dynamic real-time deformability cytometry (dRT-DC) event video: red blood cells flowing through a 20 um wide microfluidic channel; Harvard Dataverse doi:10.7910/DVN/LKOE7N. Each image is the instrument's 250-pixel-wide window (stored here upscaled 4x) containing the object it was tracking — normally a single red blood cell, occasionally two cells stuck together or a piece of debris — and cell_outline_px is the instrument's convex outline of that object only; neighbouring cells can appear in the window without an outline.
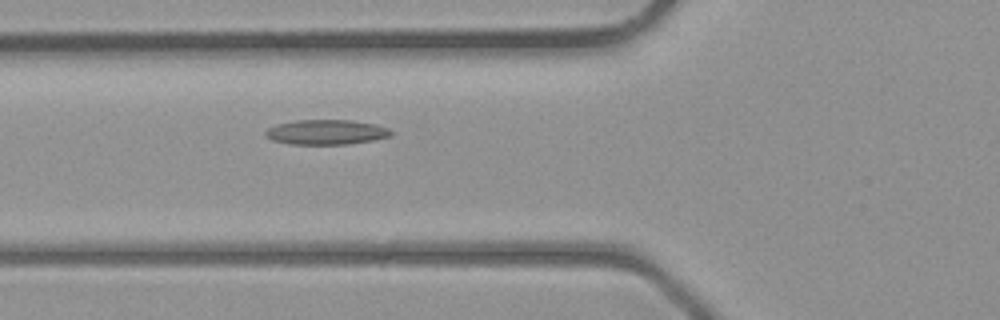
{"species": "common noctule bat (a hibernating species)", "species_latin": "Nyctalus noctula", "temperature_condition": "room temperature", "stored_images_in_passage": 40, "camera_frame_rate_fps": 3000, "um_per_image_px": 0.085, "animal": {"sex": "male", "body_mass_g": 23.1, "forearm_length_mm": 52.7}, "frame": {"image": 1, "passage_image": 14, "time_ms": 4.333, "image_size_px": [1000, 320], "cell_outline_px": [[392, 136], [372, 140], [348, 144], [288, 144], [272, 140], [264, 132], [268, 128], [276, 124], [296, 120], [352, 120], [376, 124], [388, 128], [392, 132]], "centroid_in_image_um": [27.74, 11.23], "position_along_channel_um": 98.1, "area_um2": 18.21}}
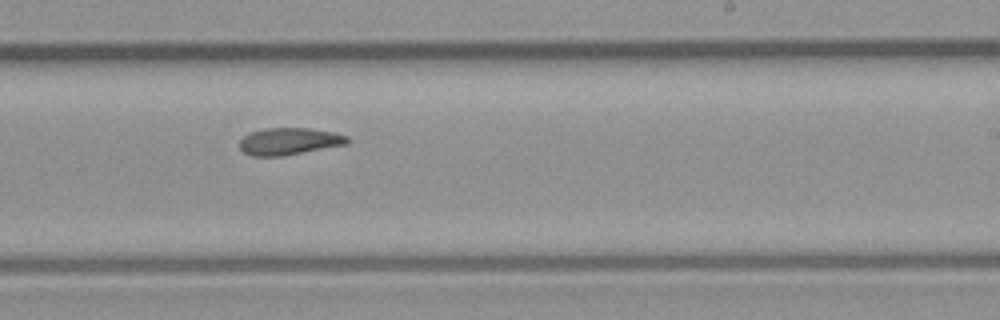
{"frame": {"image": 2, "passage_image": 24, "time_ms": 7.667, "image_size_px": [1000, 320], "cell_outline_px": [[352, 140], [348, 144], [284, 156], [252, 156], [244, 152], [240, 148], [240, 140], [244, 136], [252, 132], [264, 128], [308, 128], [332, 132], [348, 136]], "centroid_in_image_um": [24.62, 12.02], "position_along_channel_um": 264.4, "area_um2": 17.05}}
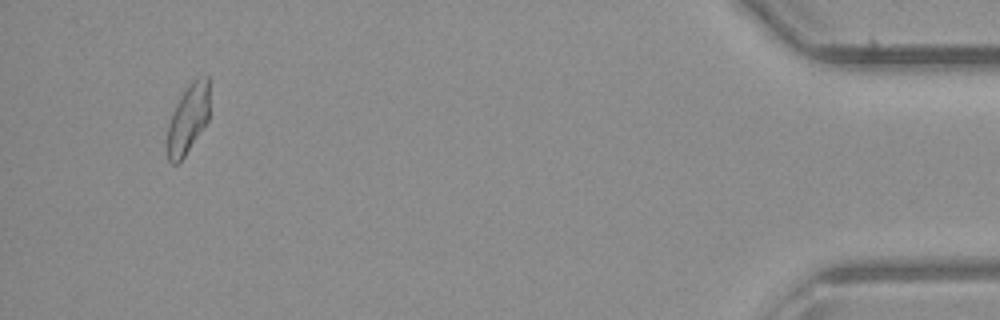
{"frame": {"image": 3, "passage_image": 38, "time_ms": 12.333, "image_size_px": [1000, 320], "cell_outline_px": [[208, 120], [184, 156], [176, 164], [172, 164], [168, 160], [168, 124], [176, 104], [180, 96], [188, 84], [196, 76], [208, 76]], "centroid_in_image_um": [15.98, 10.06], "position_along_channel_um": 419.2, "area_um2": 16.7}}